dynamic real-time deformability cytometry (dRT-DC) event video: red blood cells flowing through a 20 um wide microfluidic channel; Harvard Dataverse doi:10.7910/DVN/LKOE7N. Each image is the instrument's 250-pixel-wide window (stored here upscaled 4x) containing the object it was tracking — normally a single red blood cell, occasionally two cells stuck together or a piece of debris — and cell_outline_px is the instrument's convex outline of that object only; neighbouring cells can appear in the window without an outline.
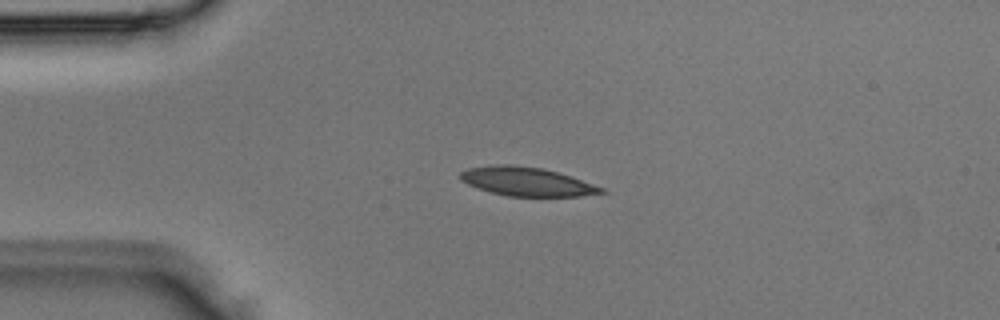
{"species": "Egyptian fruit bat (a non-hibernating species)", "species_latin": "Rousettus aegyptiacus", "temperature_condition": "room temperature", "stored_images_in_passage": 1, "camera_frame_rate_fps": 3000, "um_per_image_px": 0.085, "animal": {"sex": "male"}, "frame": {"image": 1, "passage_image": 1, "time_ms": 0.0, "image_size_px": [1000, 320], "cell_outline_px": [[608, 192], [580, 196], [508, 196], [476, 188], [460, 180], [460, 172], [468, 168], [496, 164], [512, 164], [544, 168], [604, 188]], "centroid_in_image_um": [44.73, 15.43], "position_along_channel_um": 40.3, "area_um2": 23.47}}